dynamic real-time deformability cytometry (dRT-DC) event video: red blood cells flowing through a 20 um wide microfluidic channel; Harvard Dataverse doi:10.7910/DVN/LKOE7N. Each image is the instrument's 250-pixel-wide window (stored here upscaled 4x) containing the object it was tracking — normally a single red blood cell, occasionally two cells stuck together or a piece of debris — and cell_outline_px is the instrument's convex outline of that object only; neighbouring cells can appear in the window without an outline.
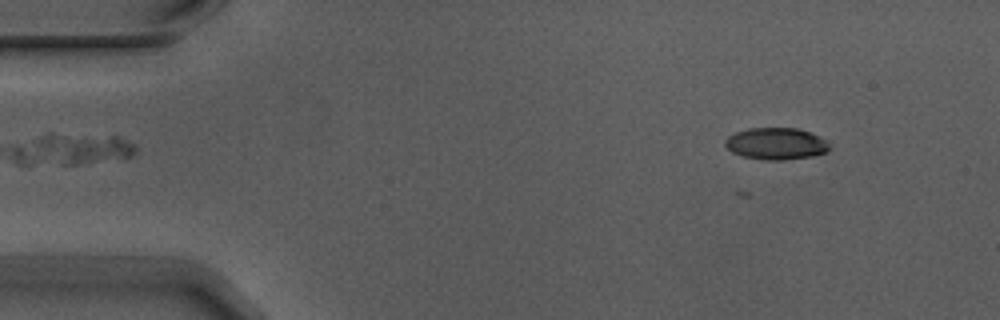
{"species": "Egyptian fruit bat (a non-hibernating species)", "species_latin": "Rousettus aegyptiacus", "temperature_condition": "warm", "stored_images_in_passage": 7, "camera_frame_rate_fps": 3000, "um_per_image_px": 0.085, "animal": {"sex": "male"}, "frame": {"image": 1, "passage_image": 1, "time_ms": 0.0, "image_size_px": [1000, 320], "cell_outline_px": [[828, 152], [812, 156], [784, 160], [764, 160], [744, 156], [732, 152], [724, 144], [724, 140], [728, 136], [736, 132], [748, 128], [796, 128], [820, 136], [828, 140]], "centroid_in_image_um": [65.97, 12.21], "position_along_channel_um": 19.0, "area_um2": 19.36}}
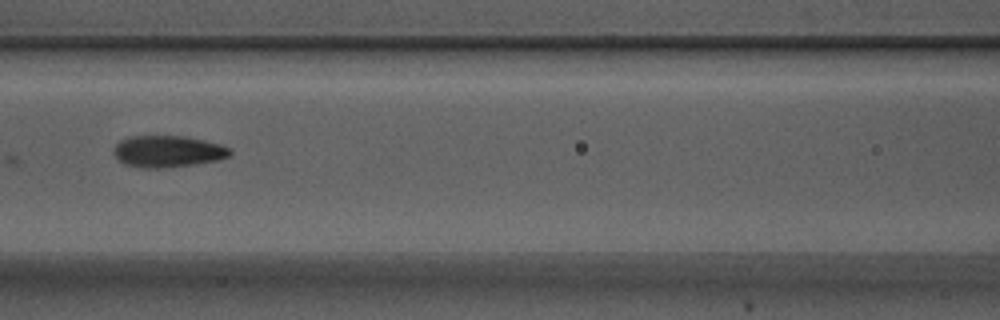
{"frame": {"image": 2, "passage_image": 6, "time_ms": 1.667, "image_size_px": [1000, 320], "cell_outline_px": [[232, 152], [228, 156], [216, 160], [192, 164], [160, 168], [144, 168], [124, 164], [112, 152], [112, 148], [120, 140], [128, 136], [184, 136], [204, 140], [220, 144], [228, 148]], "centroid_in_image_um": [14.2, 12.85], "position_along_channel_um": 152.4, "area_um2": 21.27}}
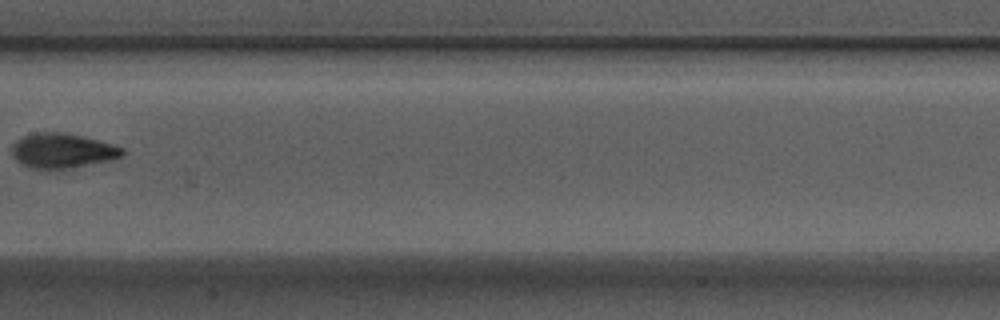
{"frame": {"image": 3, "passage_image": 7, "time_ms": 2.0, "image_size_px": [1000, 320], "cell_outline_px": [[124, 152], [120, 156], [112, 160], [68, 168], [32, 168], [20, 164], [16, 160], [12, 152], [12, 144], [16, 140], [32, 132], [64, 132], [84, 136], [112, 144], [124, 148]], "centroid_in_image_um": [5.28, 12.79], "position_along_channel_um": 202.1, "area_um2": 22.31}}